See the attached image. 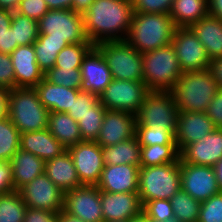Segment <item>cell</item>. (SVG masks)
<instances>
[{"label":"cell","mask_w":222,"mask_h":222,"mask_svg":"<svg viewBox=\"0 0 222 222\" xmlns=\"http://www.w3.org/2000/svg\"><path fill=\"white\" fill-rule=\"evenodd\" d=\"M218 91L219 86L208 68L183 72L170 93L179 111L205 112Z\"/></svg>","instance_id":"3"},{"label":"cell","mask_w":222,"mask_h":222,"mask_svg":"<svg viewBox=\"0 0 222 222\" xmlns=\"http://www.w3.org/2000/svg\"><path fill=\"white\" fill-rule=\"evenodd\" d=\"M198 222H222V192L201 202Z\"/></svg>","instance_id":"42"},{"label":"cell","mask_w":222,"mask_h":222,"mask_svg":"<svg viewBox=\"0 0 222 222\" xmlns=\"http://www.w3.org/2000/svg\"><path fill=\"white\" fill-rule=\"evenodd\" d=\"M19 192L29 208L54 212L63 209L64 192L45 173L23 186Z\"/></svg>","instance_id":"15"},{"label":"cell","mask_w":222,"mask_h":222,"mask_svg":"<svg viewBox=\"0 0 222 222\" xmlns=\"http://www.w3.org/2000/svg\"><path fill=\"white\" fill-rule=\"evenodd\" d=\"M205 113L217 128H222V89L214 95Z\"/></svg>","instance_id":"48"},{"label":"cell","mask_w":222,"mask_h":222,"mask_svg":"<svg viewBox=\"0 0 222 222\" xmlns=\"http://www.w3.org/2000/svg\"><path fill=\"white\" fill-rule=\"evenodd\" d=\"M106 109L99 103L77 122L83 141H96L101 130Z\"/></svg>","instance_id":"38"},{"label":"cell","mask_w":222,"mask_h":222,"mask_svg":"<svg viewBox=\"0 0 222 222\" xmlns=\"http://www.w3.org/2000/svg\"><path fill=\"white\" fill-rule=\"evenodd\" d=\"M12 174L11 162L0 160V194L15 191Z\"/></svg>","instance_id":"47"},{"label":"cell","mask_w":222,"mask_h":222,"mask_svg":"<svg viewBox=\"0 0 222 222\" xmlns=\"http://www.w3.org/2000/svg\"><path fill=\"white\" fill-rule=\"evenodd\" d=\"M135 135L141 146L176 145L175 135L166 128L136 126Z\"/></svg>","instance_id":"39"},{"label":"cell","mask_w":222,"mask_h":222,"mask_svg":"<svg viewBox=\"0 0 222 222\" xmlns=\"http://www.w3.org/2000/svg\"><path fill=\"white\" fill-rule=\"evenodd\" d=\"M49 113L34 88L9 90L7 116L20 134L48 128Z\"/></svg>","instance_id":"4"},{"label":"cell","mask_w":222,"mask_h":222,"mask_svg":"<svg viewBox=\"0 0 222 222\" xmlns=\"http://www.w3.org/2000/svg\"><path fill=\"white\" fill-rule=\"evenodd\" d=\"M209 14L222 21V0H209Z\"/></svg>","instance_id":"54"},{"label":"cell","mask_w":222,"mask_h":222,"mask_svg":"<svg viewBox=\"0 0 222 222\" xmlns=\"http://www.w3.org/2000/svg\"><path fill=\"white\" fill-rule=\"evenodd\" d=\"M44 173L64 193L82 185L68 150L46 161Z\"/></svg>","instance_id":"23"},{"label":"cell","mask_w":222,"mask_h":222,"mask_svg":"<svg viewBox=\"0 0 222 222\" xmlns=\"http://www.w3.org/2000/svg\"><path fill=\"white\" fill-rule=\"evenodd\" d=\"M172 45L183 72L209 68L210 59L206 54L204 45L189 27H176Z\"/></svg>","instance_id":"12"},{"label":"cell","mask_w":222,"mask_h":222,"mask_svg":"<svg viewBox=\"0 0 222 222\" xmlns=\"http://www.w3.org/2000/svg\"><path fill=\"white\" fill-rule=\"evenodd\" d=\"M143 82L148 91L170 92L182 75L172 43L142 54Z\"/></svg>","instance_id":"5"},{"label":"cell","mask_w":222,"mask_h":222,"mask_svg":"<svg viewBox=\"0 0 222 222\" xmlns=\"http://www.w3.org/2000/svg\"><path fill=\"white\" fill-rule=\"evenodd\" d=\"M189 28L204 45L210 61L222 57V21L219 18L208 14Z\"/></svg>","instance_id":"24"},{"label":"cell","mask_w":222,"mask_h":222,"mask_svg":"<svg viewBox=\"0 0 222 222\" xmlns=\"http://www.w3.org/2000/svg\"><path fill=\"white\" fill-rule=\"evenodd\" d=\"M148 92L147 86L142 81L112 79L99 95V101L106 110L136 115Z\"/></svg>","instance_id":"10"},{"label":"cell","mask_w":222,"mask_h":222,"mask_svg":"<svg viewBox=\"0 0 222 222\" xmlns=\"http://www.w3.org/2000/svg\"><path fill=\"white\" fill-rule=\"evenodd\" d=\"M8 93L9 90L0 87V119L7 116Z\"/></svg>","instance_id":"55"},{"label":"cell","mask_w":222,"mask_h":222,"mask_svg":"<svg viewBox=\"0 0 222 222\" xmlns=\"http://www.w3.org/2000/svg\"><path fill=\"white\" fill-rule=\"evenodd\" d=\"M96 186L100 191L109 193L138 192L139 167L130 164L105 165Z\"/></svg>","instance_id":"20"},{"label":"cell","mask_w":222,"mask_h":222,"mask_svg":"<svg viewBox=\"0 0 222 222\" xmlns=\"http://www.w3.org/2000/svg\"><path fill=\"white\" fill-rule=\"evenodd\" d=\"M99 103V96L81 90L66 113L78 122L81 117L93 110Z\"/></svg>","instance_id":"41"},{"label":"cell","mask_w":222,"mask_h":222,"mask_svg":"<svg viewBox=\"0 0 222 222\" xmlns=\"http://www.w3.org/2000/svg\"><path fill=\"white\" fill-rule=\"evenodd\" d=\"M150 222H180L175 216L167 218L165 220H155V219H150Z\"/></svg>","instance_id":"61"},{"label":"cell","mask_w":222,"mask_h":222,"mask_svg":"<svg viewBox=\"0 0 222 222\" xmlns=\"http://www.w3.org/2000/svg\"><path fill=\"white\" fill-rule=\"evenodd\" d=\"M218 187L220 192H222V158L213 166Z\"/></svg>","instance_id":"59"},{"label":"cell","mask_w":222,"mask_h":222,"mask_svg":"<svg viewBox=\"0 0 222 222\" xmlns=\"http://www.w3.org/2000/svg\"><path fill=\"white\" fill-rule=\"evenodd\" d=\"M10 56L15 73V88H35L44 79L33 44L18 46Z\"/></svg>","instance_id":"22"},{"label":"cell","mask_w":222,"mask_h":222,"mask_svg":"<svg viewBox=\"0 0 222 222\" xmlns=\"http://www.w3.org/2000/svg\"><path fill=\"white\" fill-rule=\"evenodd\" d=\"M179 159L176 145L141 146L140 166L151 167L174 163Z\"/></svg>","instance_id":"32"},{"label":"cell","mask_w":222,"mask_h":222,"mask_svg":"<svg viewBox=\"0 0 222 222\" xmlns=\"http://www.w3.org/2000/svg\"><path fill=\"white\" fill-rule=\"evenodd\" d=\"M142 212L149 218L165 220L173 217V208L169 199L147 201L142 205Z\"/></svg>","instance_id":"43"},{"label":"cell","mask_w":222,"mask_h":222,"mask_svg":"<svg viewBox=\"0 0 222 222\" xmlns=\"http://www.w3.org/2000/svg\"><path fill=\"white\" fill-rule=\"evenodd\" d=\"M112 222H129V220H117V221H112Z\"/></svg>","instance_id":"62"},{"label":"cell","mask_w":222,"mask_h":222,"mask_svg":"<svg viewBox=\"0 0 222 222\" xmlns=\"http://www.w3.org/2000/svg\"><path fill=\"white\" fill-rule=\"evenodd\" d=\"M20 148L48 161L59 156L66 149L49 132L48 128L20 134Z\"/></svg>","instance_id":"25"},{"label":"cell","mask_w":222,"mask_h":222,"mask_svg":"<svg viewBox=\"0 0 222 222\" xmlns=\"http://www.w3.org/2000/svg\"><path fill=\"white\" fill-rule=\"evenodd\" d=\"M13 12L0 9V37L11 27Z\"/></svg>","instance_id":"52"},{"label":"cell","mask_w":222,"mask_h":222,"mask_svg":"<svg viewBox=\"0 0 222 222\" xmlns=\"http://www.w3.org/2000/svg\"><path fill=\"white\" fill-rule=\"evenodd\" d=\"M179 158L185 163L214 166L222 158V128L186 146Z\"/></svg>","instance_id":"19"},{"label":"cell","mask_w":222,"mask_h":222,"mask_svg":"<svg viewBox=\"0 0 222 222\" xmlns=\"http://www.w3.org/2000/svg\"><path fill=\"white\" fill-rule=\"evenodd\" d=\"M180 189V158L174 163L139 167L138 194L142 205L151 200H170Z\"/></svg>","instance_id":"6"},{"label":"cell","mask_w":222,"mask_h":222,"mask_svg":"<svg viewBox=\"0 0 222 222\" xmlns=\"http://www.w3.org/2000/svg\"><path fill=\"white\" fill-rule=\"evenodd\" d=\"M136 116L129 112L106 110L96 142L112 146L135 136Z\"/></svg>","instance_id":"17"},{"label":"cell","mask_w":222,"mask_h":222,"mask_svg":"<svg viewBox=\"0 0 222 222\" xmlns=\"http://www.w3.org/2000/svg\"><path fill=\"white\" fill-rule=\"evenodd\" d=\"M179 109L170 92L149 91L136 116V126L166 128L174 135Z\"/></svg>","instance_id":"9"},{"label":"cell","mask_w":222,"mask_h":222,"mask_svg":"<svg viewBox=\"0 0 222 222\" xmlns=\"http://www.w3.org/2000/svg\"><path fill=\"white\" fill-rule=\"evenodd\" d=\"M67 45L69 43L66 40L49 39L46 35H38L33 47L36 61L43 73L55 66L58 53Z\"/></svg>","instance_id":"31"},{"label":"cell","mask_w":222,"mask_h":222,"mask_svg":"<svg viewBox=\"0 0 222 222\" xmlns=\"http://www.w3.org/2000/svg\"><path fill=\"white\" fill-rule=\"evenodd\" d=\"M94 0H72V9L75 12L84 14Z\"/></svg>","instance_id":"56"},{"label":"cell","mask_w":222,"mask_h":222,"mask_svg":"<svg viewBox=\"0 0 222 222\" xmlns=\"http://www.w3.org/2000/svg\"><path fill=\"white\" fill-rule=\"evenodd\" d=\"M83 91L99 96L111 83L112 74L101 51L93 46L83 57L80 67Z\"/></svg>","instance_id":"16"},{"label":"cell","mask_w":222,"mask_h":222,"mask_svg":"<svg viewBox=\"0 0 222 222\" xmlns=\"http://www.w3.org/2000/svg\"><path fill=\"white\" fill-rule=\"evenodd\" d=\"M93 46L92 43L67 45L58 53L54 67L67 69L80 68L83 57Z\"/></svg>","instance_id":"37"},{"label":"cell","mask_w":222,"mask_h":222,"mask_svg":"<svg viewBox=\"0 0 222 222\" xmlns=\"http://www.w3.org/2000/svg\"><path fill=\"white\" fill-rule=\"evenodd\" d=\"M48 10L45 0H21L16 12L38 22Z\"/></svg>","instance_id":"45"},{"label":"cell","mask_w":222,"mask_h":222,"mask_svg":"<svg viewBox=\"0 0 222 222\" xmlns=\"http://www.w3.org/2000/svg\"><path fill=\"white\" fill-rule=\"evenodd\" d=\"M132 15L131 0H94L83 14L89 41L96 46L102 42L125 40Z\"/></svg>","instance_id":"1"},{"label":"cell","mask_w":222,"mask_h":222,"mask_svg":"<svg viewBox=\"0 0 222 222\" xmlns=\"http://www.w3.org/2000/svg\"><path fill=\"white\" fill-rule=\"evenodd\" d=\"M181 189L200 203L220 192L213 166L194 165L180 159Z\"/></svg>","instance_id":"13"},{"label":"cell","mask_w":222,"mask_h":222,"mask_svg":"<svg viewBox=\"0 0 222 222\" xmlns=\"http://www.w3.org/2000/svg\"><path fill=\"white\" fill-rule=\"evenodd\" d=\"M44 79L49 83L61 85L66 88L82 90L83 87L80 68L67 69L53 67L44 73Z\"/></svg>","instance_id":"40"},{"label":"cell","mask_w":222,"mask_h":222,"mask_svg":"<svg viewBox=\"0 0 222 222\" xmlns=\"http://www.w3.org/2000/svg\"><path fill=\"white\" fill-rule=\"evenodd\" d=\"M21 0H0V9L14 12L19 7Z\"/></svg>","instance_id":"57"},{"label":"cell","mask_w":222,"mask_h":222,"mask_svg":"<svg viewBox=\"0 0 222 222\" xmlns=\"http://www.w3.org/2000/svg\"><path fill=\"white\" fill-rule=\"evenodd\" d=\"M59 212L26 208L23 222H57Z\"/></svg>","instance_id":"49"},{"label":"cell","mask_w":222,"mask_h":222,"mask_svg":"<svg viewBox=\"0 0 222 222\" xmlns=\"http://www.w3.org/2000/svg\"><path fill=\"white\" fill-rule=\"evenodd\" d=\"M104 222L130 220L142 211L138 192L109 193L100 191Z\"/></svg>","instance_id":"21"},{"label":"cell","mask_w":222,"mask_h":222,"mask_svg":"<svg viewBox=\"0 0 222 222\" xmlns=\"http://www.w3.org/2000/svg\"><path fill=\"white\" fill-rule=\"evenodd\" d=\"M105 165L130 164L140 167L141 145L137 136L112 146L101 147Z\"/></svg>","instance_id":"29"},{"label":"cell","mask_w":222,"mask_h":222,"mask_svg":"<svg viewBox=\"0 0 222 222\" xmlns=\"http://www.w3.org/2000/svg\"><path fill=\"white\" fill-rule=\"evenodd\" d=\"M129 222H150V219L141 211L137 216H134Z\"/></svg>","instance_id":"60"},{"label":"cell","mask_w":222,"mask_h":222,"mask_svg":"<svg viewBox=\"0 0 222 222\" xmlns=\"http://www.w3.org/2000/svg\"><path fill=\"white\" fill-rule=\"evenodd\" d=\"M208 14V0H174L169 15L176 27H189Z\"/></svg>","instance_id":"30"},{"label":"cell","mask_w":222,"mask_h":222,"mask_svg":"<svg viewBox=\"0 0 222 222\" xmlns=\"http://www.w3.org/2000/svg\"><path fill=\"white\" fill-rule=\"evenodd\" d=\"M80 183L97 185L100 181L104 162L101 146L96 141H82L68 149Z\"/></svg>","instance_id":"14"},{"label":"cell","mask_w":222,"mask_h":222,"mask_svg":"<svg viewBox=\"0 0 222 222\" xmlns=\"http://www.w3.org/2000/svg\"><path fill=\"white\" fill-rule=\"evenodd\" d=\"M57 222H84L79 217L73 216L63 209L58 214Z\"/></svg>","instance_id":"58"},{"label":"cell","mask_w":222,"mask_h":222,"mask_svg":"<svg viewBox=\"0 0 222 222\" xmlns=\"http://www.w3.org/2000/svg\"><path fill=\"white\" fill-rule=\"evenodd\" d=\"M49 10L72 9V0H45Z\"/></svg>","instance_id":"53"},{"label":"cell","mask_w":222,"mask_h":222,"mask_svg":"<svg viewBox=\"0 0 222 222\" xmlns=\"http://www.w3.org/2000/svg\"><path fill=\"white\" fill-rule=\"evenodd\" d=\"M175 29L170 15L133 12L125 40L143 54L170 45Z\"/></svg>","instance_id":"2"},{"label":"cell","mask_w":222,"mask_h":222,"mask_svg":"<svg viewBox=\"0 0 222 222\" xmlns=\"http://www.w3.org/2000/svg\"><path fill=\"white\" fill-rule=\"evenodd\" d=\"M173 214L180 222H198L200 202L180 189L170 199Z\"/></svg>","instance_id":"33"},{"label":"cell","mask_w":222,"mask_h":222,"mask_svg":"<svg viewBox=\"0 0 222 222\" xmlns=\"http://www.w3.org/2000/svg\"><path fill=\"white\" fill-rule=\"evenodd\" d=\"M133 12L169 15L174 0H131Z\"/></svg>","instance_id":"44"},{"label":"cell","mask_w":222,"mask_h":222,"mask_svg":"<svg viewBox=\"0 0 222 222\" xmlns=\"http://www.w3.org/2000/svg\"><path fill=\"white\" fill-rule=\"evenodd\" d=\"M20 148V132L9 117L0 119V160L11 161Z\"/></svg>","instance_id":"34"},{"label":"cell","mask_w":222,"mask_h":222,"mask_svg":"<svg viewBox=\"0 0 222 222\" xmlns=\"http://www.w3.org/2000/svg\"><path fill=\"white\" fill-rule=\"evenodd\" d=\"M39 100L49 112H67L80 89L66 88L43 79L35 88Z\"/></svg>","instance_id":"26"},{"label":"cell","mask_w":222,"mask_h":222,"mask_svg":"<svg viewBox=\"0 0 222 222\" xmlns=\"http://www.w3.org/2000/svg\"><path fill=\"white\" fill-rule=\"evenodd\" d=\"M217 127L205 112L179 111L175 141L179 153L188 145L210 134Z\"/></svg>","instance_id":"18"},{"label":"cell","mask_w":222,"mask_h":222,"mask_svg":"<svg viewBox=\"0 0 222 222\" xmlns=\"http://www.w3.org/2000/svg\"><path fill=\"white\" fill-rule=\"evenodd\" d=\"M48 130L68 150L82 142L78 123L65 112H50Z\"/></svg>","instance_id":"28"},{"label":"cell","mask_w":222,"mask_h":222,"mask_svg":"<svg viewBox=\"0 0 222 222\" xmlns=\"http://www.w3.org/2000/svg\"><path fill=\"white\" fill-rule=\"evenodd\" d=\"M27 205L19 191L0 195V222H23Z\"/></svg>","instance_id":"35"},{"label":"cell","mask_w":222,"mask_h":222,"mask_svg":"<svg viewBox=\"0 0 222 222\" xmlns=\"http://www.w3.org/2000/svg\"><path fill=\"white\" fill-rule=\"evenodd\" d=\"M96 47L103 54L112 79L143 82L142 54L126 40L102 42Z\"/></svg>","instance_id":"7"},{"label":"cell","mask_w":222,"mask_h":222,"mask_svg":"<svg viewBox=\"0 0 222 222\" xmlns=\"http://www.w3.org/2000/svg\"><path fill=\"white\" fill-rule=\"evenodd\" d=\"M0 87L11 90L15 88V73L11 56L0 52Z\"/></svg>","instance_id":"46"},{"label":"cell","mask_w":222,"mask_h":222,"mask_svg":"<svg viewBox=\"0 0 222 222\" xmlns=\"http://www.w3.org/2000/svg\"><path fill=\"white\" fill-rule=\"evenodd\" d=\"M12 175L15 191L44 173L45 161L34 154L24 151L21 148L11 159Z\"/></svg>","instance_id":"27"},{"label":"cell","mask_w":222,"mask_h":222,"mask_svg":"<svg viewBox=\"0 0 222 222\" xmlns=\"http://www.w3.org/2000/svg\"><path fill=\"white\" fill-rule=\"evenodd\" d=\"M11 28L19 46L33 44L39 35L38 22L16 11L13 12Z\"/></svg>","instance_id":"36"},{"label":"cell","mask_w":222,"mask_h":222,"mask_svg":"<svg viewBox=\"0 0 222 222\" xmlns=\"http://www.w3.org/2000/svg\"><path fill=\"white\" fill-rule=\"evenodd\" d=\"M63 210L84 222H104L100 190L96 185H81L65 192Z\"/></svg>","instance_id":"11"},{"label":"cell","mask_w":222,"mask_h":222,"mask_svg":"<svg viewBox=\"0 0 222 222\" xmlns=\"http://www.w3.org/2000/svg\"><path fill=\"white\" fill-rule=\"evenodd\" d=\"M209 70L214 76L219 89H222V57L211 60Z\"/></svg>","instance_id":"51"},{"label":"cell","mask_w":222,"mask_h":222,"mask_svg":"<svg viewBox=\"0 0 222 222\" xmlns=\"http://www.w3.org/2000/svg\"><path fill=\"white\" fill-rule=\"evenodd\" d=\"M19 45L15 41L14 29L11 27L0 37V52L10 55Z\"/></svg>","instance_id":"50"},{"label":"cell","mask_w":222,"mask_h":222,"mask_svg":"<svg viewBox=\"0 0 222 222\" xmlns=\"http://www.w3.org/2000/svg\"><path fill=\"white\" fill-rule=\"evenodd\" d=\"M39 35L66 40L69 44L91 43L87 37L83 14L73 9L48 10L38 21Z\"/></svg>","instance_id":"8"}]
</instances>
